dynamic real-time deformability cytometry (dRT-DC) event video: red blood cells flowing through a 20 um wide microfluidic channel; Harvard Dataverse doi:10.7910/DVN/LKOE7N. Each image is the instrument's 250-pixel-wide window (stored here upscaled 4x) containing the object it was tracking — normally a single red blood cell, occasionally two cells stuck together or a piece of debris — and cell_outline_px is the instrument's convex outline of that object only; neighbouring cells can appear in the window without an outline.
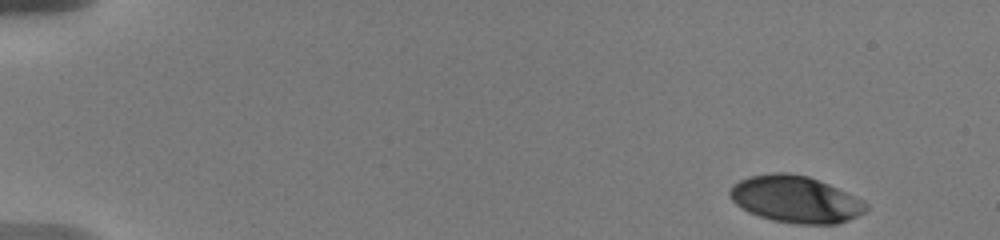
{"species": "human", "species_latin": "Homo sapiens", "temperature_condition": "warm", "stored_images_in_passage": 39, "camera_frame_rate_fps": 3000, "um_per_image_px": 0.085, "donor": {"sex": "male"}, "frame": {"image": 1, "passage_image": 1, "time_ms": 0.0, "image_size_px": [1000, 240], "cell_outline_px": [[868, 208], [864, 212], [848, 220], [836, 224], [796, 224], [772, 220], [748, 212], [740, 208], [728, 196], [728, 192], [732, 184], [748, 176], [772, 172], [788, 172], [808, 176], [828, 184], [864, 200], [868, 204]], "centroid_in_image_um": [67.58, 16.93], "position_along_channel_um": 17.4, "area_um2": 37.4}}
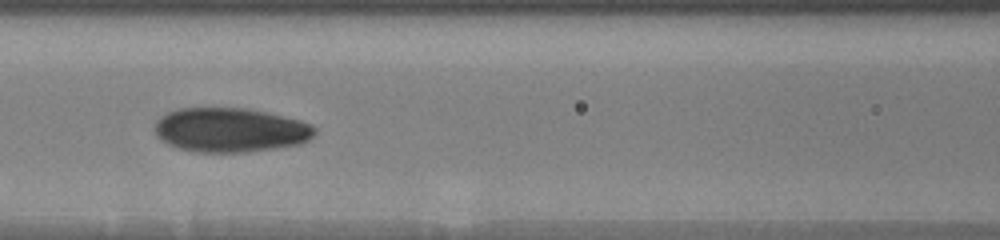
{"frame": {"image": 2, "passage_image": 16, "time_ms": 7.333, "image_size_px": [1000, 240], "cell_outline_px": [[316, 132], [308, 140], [300, 144], [244, 152], [196, 152], [180, 148], [168, 144], [156, 136], [152, 128], [156, 120], [160, 116], [168, 112], [180, 108], [248, 108], [300, 120], [312, 124], [316, 128]], "centroid_in_image_um": [19.54, 11.04], "position_along_channel_um": 147.1, "area_um2": 41.38}}
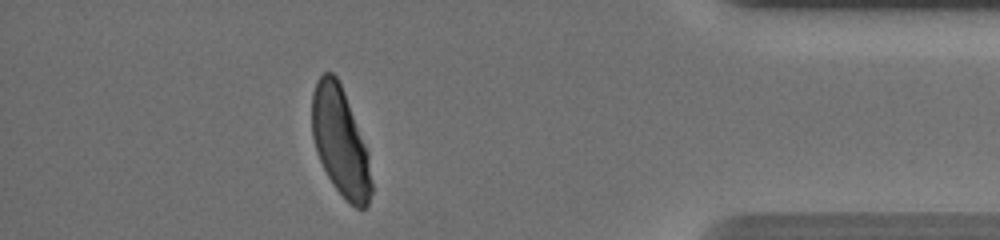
{"frame": {"image": 3, "passage_image": 34, "time_ms": 15.333, "image_size_px": [1000, 240], "cell_outline_px": [[372, 192], [368, 204], [364, 208], [356, 208], [332, 184], [320, 160], [312, 136], [312, 92], [316, 80], [324, 72], [332, 72], [336, 76], [344, 92], [368, 152], [372, 184]], "centroid_in_image_um": [28.92, 12.03], "position_along_channel_um": 406.3, "area_um2": 37.11}, "authors_computed_cell_mechanics": {"area_um2": 39.0728, "velocity_mm_per_s": 3.6447, "shape_relaxation_time_tau1_ms": 4.4836, "shape_relaxation_time_tau2_ms": 0.8236, "deformation_change_tau1": 0.1711, "deformation_change_tau2": 0.0497}}